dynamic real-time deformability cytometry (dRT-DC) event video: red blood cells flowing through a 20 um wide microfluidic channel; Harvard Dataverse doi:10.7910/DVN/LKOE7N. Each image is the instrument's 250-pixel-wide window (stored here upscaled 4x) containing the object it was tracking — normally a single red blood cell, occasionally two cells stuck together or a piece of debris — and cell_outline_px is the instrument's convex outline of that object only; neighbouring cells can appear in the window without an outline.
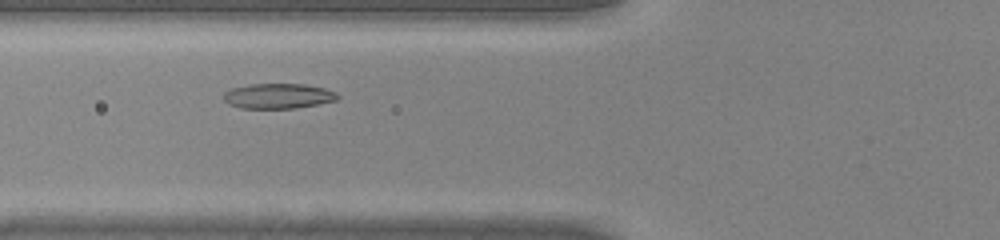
{"species": "common noctule bat (a hibernating species)", "species_latin": "Nyctalus noctula", "temperature_condition": "warm", "stored_images_in_passage": 36, "camera_frame_rate_fps": 3000, "um_per_image_px": 0.085, "animal": {"sex": "male", "body_mass_g": 20.0, "forearm_length_mm": 53.3}, "frame": {"image": 1, "passage_image": 9, "time_ms": 2.667, "image_size_px": [1000, 240], "cell_outline_px": [[340, 96], [336, 100], [296, 108], [240, 108], [228, 104], [224, 100], [224, 92], [232, 88], [248, 84], [304, 84], [324, 88], [336, 92]], "centroid_in_image_um": [23.63, 8.16], "position_along_channel_um": 102.2, "area_um2": 16.65}}
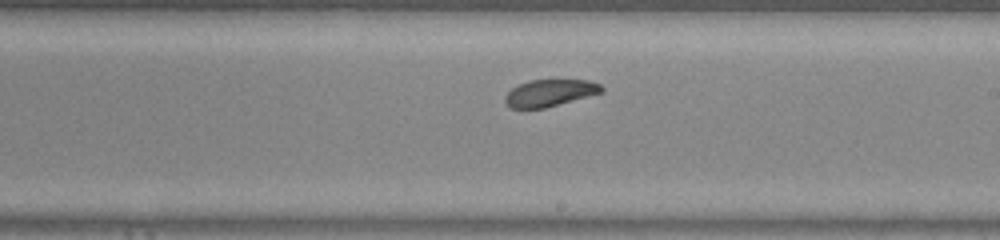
{"frame": {"image": 2, "passage_image": 19, "time_ms": 6.0, "image_size_px": [1000, 240], "cell_outline_px": [[604, 92], [544, 108], [508, 108], [504, 100], [504, 96], [512, 88], [520, 84], [532, 80], [588, 80], [600, 84], [604, 88]], "centroid_in_image_um": [46.73, 7.9], "position_along_channel_um": 242.3, "area_um2": 15.09}}
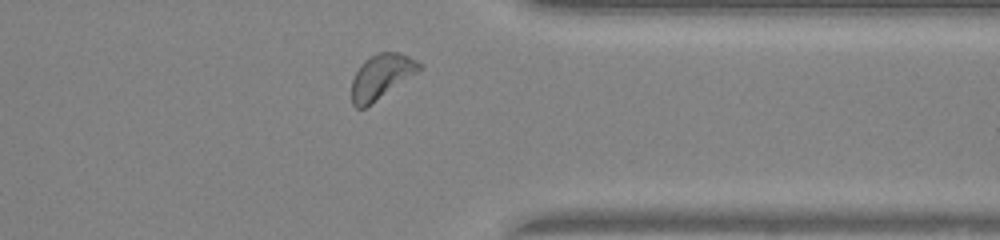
{"frame": {"image": 3, "passage_image": 29, "time_ms": 9.333, "image_size_px": [1000, 240], "cell_outline_px": [[424, 64], [416, 72], [364, 108], [356, 108], [352, 104], [352, 80], [360, 64], [364, 60], [380, 52], [400, 52]], "centroid_in_image_um": [32.38, 6.48], "position_along_channel_um": 379.0, "area_um2": 17.05}, "authors_computed_cell_mechanics": {"area_um2": 16.5308, "velocity_mm_per_s": 4.2138, "shape_relaxation_time_tau1_ms": 1.7839, "shape_relaxation_time_tau2_ms": null, "deformation_change_tau1": 0.0859, "deformation_change_tau2": null}}